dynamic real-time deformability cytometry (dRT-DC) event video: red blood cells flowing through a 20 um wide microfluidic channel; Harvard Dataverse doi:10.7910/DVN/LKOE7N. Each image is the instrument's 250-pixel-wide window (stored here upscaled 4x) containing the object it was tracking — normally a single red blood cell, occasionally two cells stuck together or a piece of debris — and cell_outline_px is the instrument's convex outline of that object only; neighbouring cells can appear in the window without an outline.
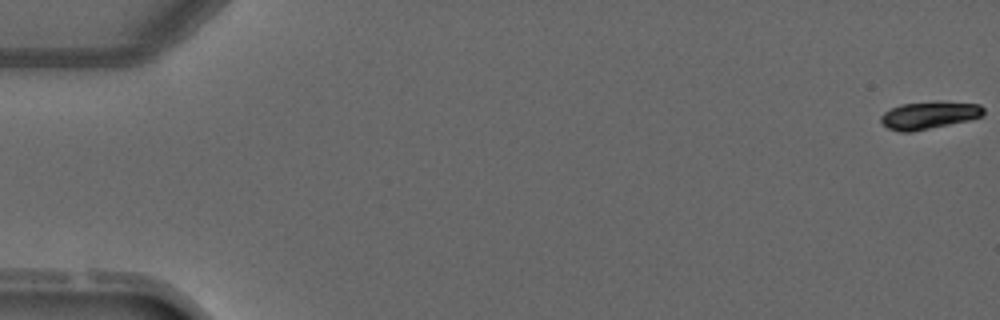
{"species": "common noctule bat (a hibernating species)", "species_latin": "Nyctalus noctula", "temperature_condition": "warm", "stored_images_in_passage": 5, "camera_frame_rate_fps": 3000, "um_per_image_px": 0.085, "animal": {"sex": "male", "forearm_length_mm": 52.5}, "frame": {"image": 1, "passage_image": 1, "time_ms": 0.0, "image_size_px": [1000, 320], "cell_outline_px": [[984, 116], [968, 120], [912, 132], [900, 132], [888, 128], [880, 120], [880, 116], [884, 112], [900, 104], [940, 100], [980, 104], [984, 108]], "centroid_in_image_um": [79.0, 9.77], "position_along_channel_um": 6.0, "area_um2": 16.7}}
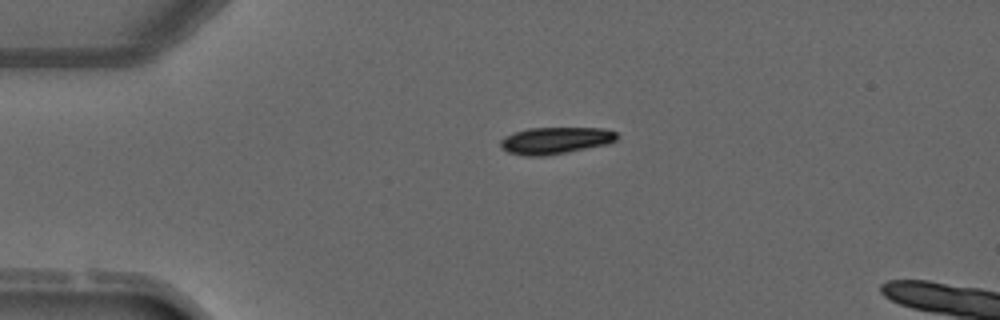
{"frame": {"image": 2, "passage_image": 4, "time_ms": 3.333, "image_size_px": [1000, 320], "cell_outline_px": [[616, 140], [608, 144], [544, 156], [524, 156], [508, 152], [500, 148], [500, 140], [504, 136], [528, 128], [604, 128], [616, 132]], "centroid_in_image_um": [47.17, 11.94], "position_along_channel_um": 37.8, "area_um2": 18.15}}